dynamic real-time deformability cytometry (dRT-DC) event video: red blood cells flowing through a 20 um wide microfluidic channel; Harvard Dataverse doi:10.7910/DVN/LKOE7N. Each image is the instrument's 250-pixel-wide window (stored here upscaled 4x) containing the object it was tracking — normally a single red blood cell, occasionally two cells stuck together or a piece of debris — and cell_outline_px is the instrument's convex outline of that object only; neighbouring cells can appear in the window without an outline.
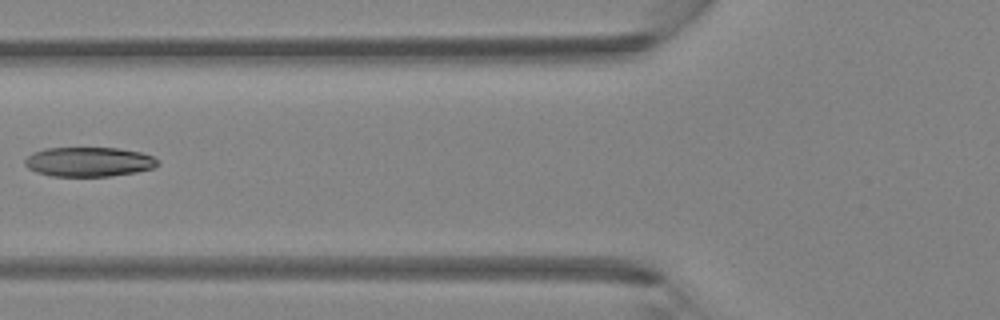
{"species": "Egyptian fruit bat (a non-hibernating species)", "species_latin": "Rousettus aegyptiacus", "temperature_condition": "room temperature", "stored_images_in_passage": 5, "camera_frame_rate_fps": 3000, "um_per_image_px": 0.085, "animal": {"sex": "female"}, "frame": {"image": 1, "passage_image": 5, "time_ms": 1.333, "image_size_px": [1000, 320], "cell_outline_px": [[160, 164], [156, 168], [136, 172], [112, 176], [52, 176], [36, 172], [28, 168], [24, 164], [24, 160], [32, 152], [48, 148], [116, 148], [140, 152], [152, 156], [160, 160]], "centroid_in_image_um": [7.58, 13.76], "position_along_channel_um": 118.2, "area_um2": 23.0}}